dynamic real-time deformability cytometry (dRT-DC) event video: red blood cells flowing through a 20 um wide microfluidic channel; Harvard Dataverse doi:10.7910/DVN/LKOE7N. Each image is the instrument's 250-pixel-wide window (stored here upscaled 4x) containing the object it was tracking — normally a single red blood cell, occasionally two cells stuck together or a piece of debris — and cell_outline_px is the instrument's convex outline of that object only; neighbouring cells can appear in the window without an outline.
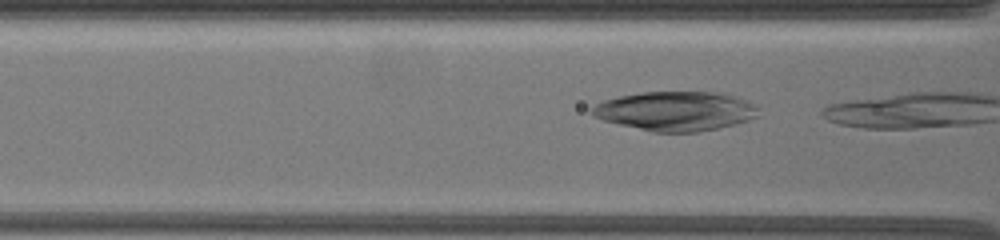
{"species": "common noctule bat (a hibernating species)", "species_latin": "Nyctalus noctula", "temperature_condition": "warm", "stored_images_in_passage": 7, "camera_frame_rate_fps": 3000, "um_per_image_px": 0.085, "animal": {"sex": "female", "body_mass_g": 19.5, "forearm_length_mm": 54.1}, "frame": {"image": 1, "passage_image": 5, "time_ms": 1.333, "image_size_px": [1000, 240], "cell_outline_px": [[760, 116], [736, 124], [700, 132], [652, 132], [616, 124], [604, 120], [596, 116], [592, 112], [592, 108], [596, 104], [604, 100], [620, 96], [640, 92], [720, 92], [736, 96], [760, 104]], "centroid_in_image_um": [57.53, 9.44], "position_along_channel_um": 109.1, "area_um2": 38.61}}